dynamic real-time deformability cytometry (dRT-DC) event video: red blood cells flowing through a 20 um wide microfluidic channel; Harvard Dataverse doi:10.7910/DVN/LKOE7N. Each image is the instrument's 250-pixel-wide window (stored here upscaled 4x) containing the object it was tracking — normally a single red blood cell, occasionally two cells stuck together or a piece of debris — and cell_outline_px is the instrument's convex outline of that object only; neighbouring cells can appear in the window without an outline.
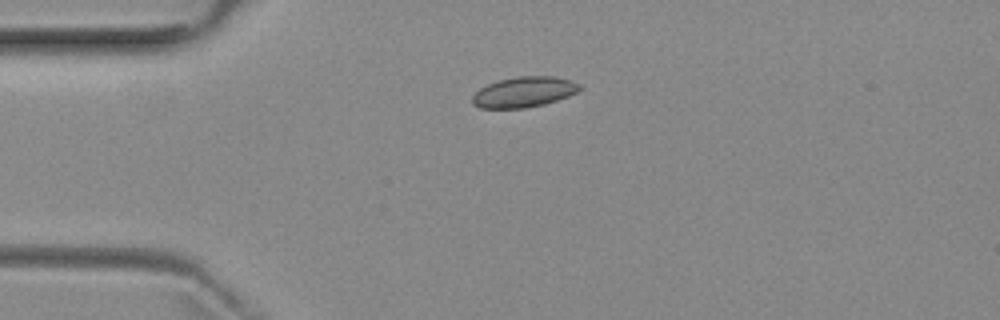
{"species": "common noctule bat (a hibernating species)", "species_latin": "Nyctalus noctula", "temperature_condition": "room temperature", "stored_images_in_passage": 6, "camera_frame_rate_fps": 3000, "um_per_image_px": 0.085, "animal": {"sex": "female", "body_mass_g": 29.2, "forearm_length_mm": 56.3}, "frame": {"image": 1, "passage_image": 4, "time_ms": 3.333, "image_size_px": [1000, 320], "cell_outline_px": [[580, 88], [576, 92], [568, 96], [544, 104], [524, 108], [480, 108], [472, 104], [472, 96], [480, 88], [496, 80], [516, 76], [552, 76], [572, 80], [580, 84]], "centroid_in_image_um": [44.51, 7.81], "position_along_channel_um": 40.5, "area_um2": 19.07}}
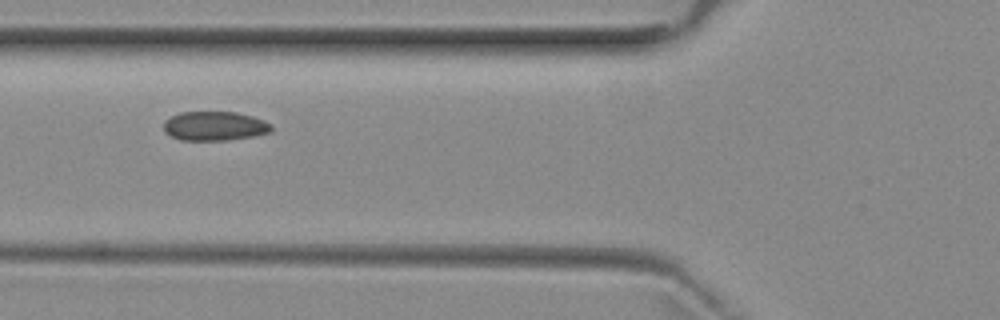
{"frame": {"image": 2, "passage_image": 6, "time_ms": 5.667, "image_size_px": [1000, 320], "cell_outline_px": [[272, 132], [252, 136], [228, 140], [180, 140], [164, 132], [164, 120], [180, 112], [236, 112], [252, 116], [264, 120], [272, 124]], "centroid_in_image_um": [18.25, 10.71], "position_along_channel_um": 107.5, "area_um2": 18.38}}